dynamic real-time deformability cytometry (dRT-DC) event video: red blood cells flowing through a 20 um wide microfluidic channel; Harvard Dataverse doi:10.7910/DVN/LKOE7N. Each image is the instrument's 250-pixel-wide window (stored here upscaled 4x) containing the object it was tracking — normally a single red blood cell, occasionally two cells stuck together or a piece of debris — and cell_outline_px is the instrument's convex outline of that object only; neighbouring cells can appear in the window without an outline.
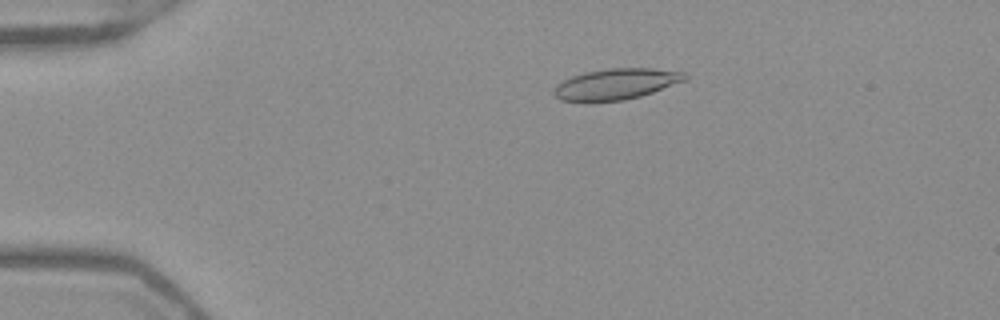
{"species": "Egyptian fruit bat (a non-hibernating species)", "species_latin": "Rousettus aegyptiacus", "temperature_condition": "warm", "stored_images_in_passage": 52, "camera_frame_rate_fps": 3000, "um_per_image_px": 0.085, "frame": {"image": 1, "passage_image": 11, "time_ms": 3.333, "image_size_px": [1000, 320], "cell_outline_px": [[688, 80], [640, 96], [624, 100], [560, 100], [552, 92], [556, 84], [572, 76], [588, 72], [608, 68], [652, 68], [684, 72], [688, 76]], "centroid_in_image_um": [52.42, 7.12], "position_along_channel_um": 32.6, "area_um2": 23.24}}
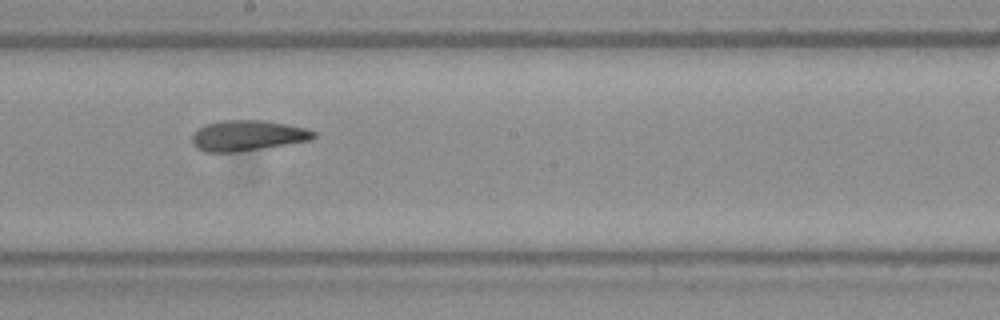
{"frame": {"image": 2, "passage_image": 30, "time_ms": 9.667, "image_size_px": [1000, 320], "cell_outline_px": [[316, 136], [312, 140], [260, 148], [232, 152], [204, 152], [196, 148], [192, 144], [192, 136], [200, 128], [208, 124], [220, 120], [264, 120], [308, 128], [316, 132]], "centroid_in_image_um": [21.06, 11.51], "position_along_channel_um": 227.1, "area_um2": 21.5}}
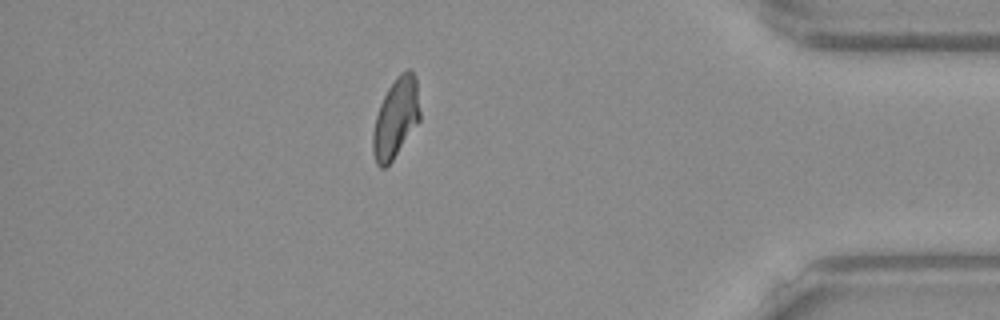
{"frame": {"image": 3, "passage_image": 46, "time_ms": 15.0, "image_size_px": [1000, 320], "cell_outline_px": [[420, 120], [392, 160], [384, 168], [380, 168], [376, 164], [372, 152], [372, 132], [376, 116], [380, 104], [388, 88], [396, 76], [400, 72], [408, 68], [416, 76], [420, 112]], "centroid_in_image_um": [33.63, 10.02], "position_along_channel_um": 401.6, "area_um2": 21.91}, "authors_computed_cell_mechanics": {"area_um2": 22.4842, "velocity_mm_per_s": 3.9412, "shape_relaxation_time_tau1_ms": null, "shape_relaxation_time_tau2_ms": 1.574, "deformation_change_tau1": null, "deformation_change_tau2": 0.0786}}